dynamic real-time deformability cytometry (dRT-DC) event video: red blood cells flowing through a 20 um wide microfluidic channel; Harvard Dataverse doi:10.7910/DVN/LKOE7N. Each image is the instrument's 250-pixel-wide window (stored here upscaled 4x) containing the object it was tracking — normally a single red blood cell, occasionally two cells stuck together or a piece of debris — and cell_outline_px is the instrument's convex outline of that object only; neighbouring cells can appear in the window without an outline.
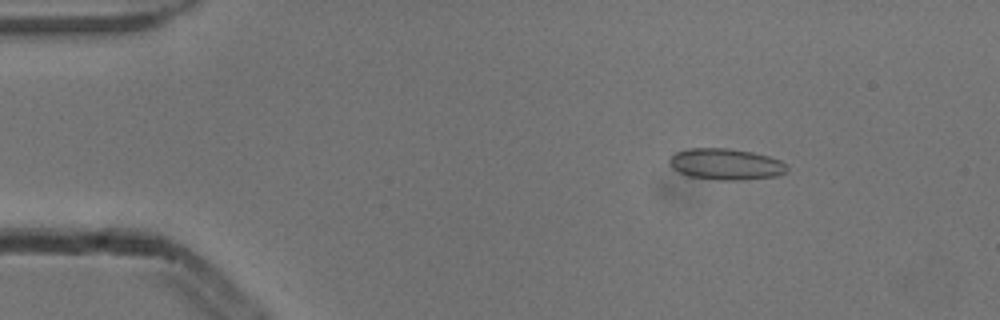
{"species": "common noctule bat (a hibernating species)", "species_latin": "Nyctalus noctula", "temperature_condition": "cold", "stored_images_in_passage": 5, "camera_frame_rate_fps": 3000, "um_per_image_px": 0.085, "animal": {"sex": "male", "body_mass_g": 13.3}, "frame": {"image": 1, "passage_image": 1, "time_ms": 0.0, "image_size_px": [1000, 320], "cell_outline_px": [[788, 168], [784, 172], [776, 176], [740, 180], [716, 180], [688, 176], [672, 168], [668, 160], [676, 152], [688, 148], [728, 148], [752, 152], [768, 156], [780, 160]], "centroid_in_image_um": [61.66, 13.95], "position_along_channel_um": 23.3, "area_um2": 21.33}}
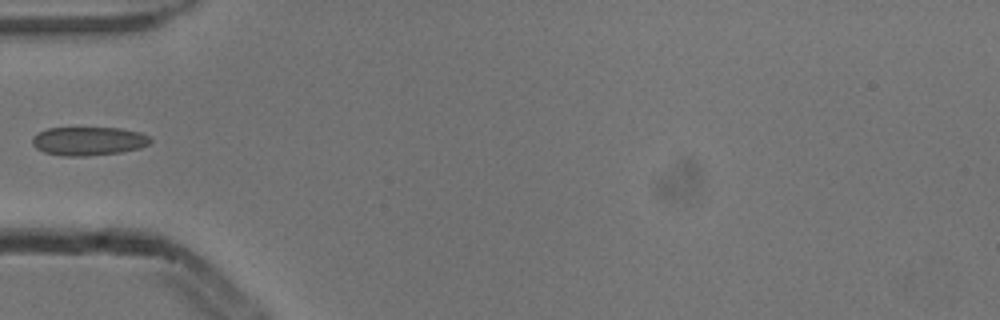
{"frame": {"image": 2, "passage_image": 4, "time_ms": 1.0, "image_size_px": [1000, 320], "cell_outline_px": [[152, 140], [148, 144], [140, 148], [120, 152], [84, 156], [64, 156], [44, 152], [36, 148], [32, 144], [32, 136], [36, 132], [48, 128], [120, 128], [140, 132], [148, 136]], "centroid_in_image_um": [7.49, 11.98], "position_along_channel_um": 77.5, "area_um2": 19.71}}
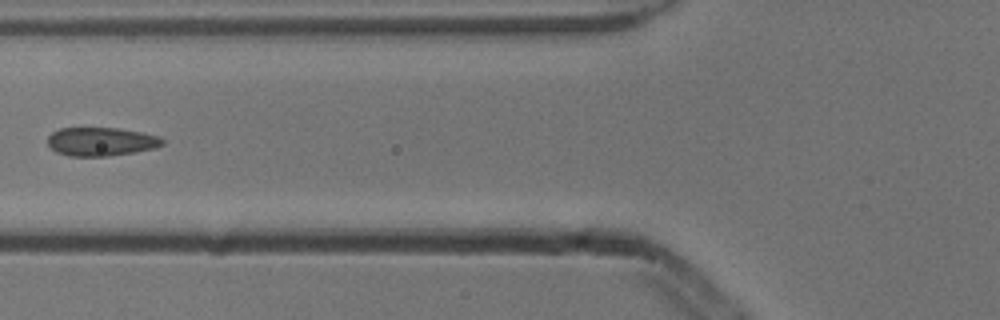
{"frame": {"image": 3, "passage_image": 5, "time_ms": 1.333, "image_size_px": [1000, 320], "cell_outline_px": [[164, 144], [156, 148], [108, 156], [68, 156], [56, 152], [48, 144], [48, 136], [52, 132], [60, 128], [116, 128], [140, 132], [160, 136], [164, 140]], "centroid_in_image_um": [8.59, 12.04], "position_along_channel_um": 117.2, "area_um2": 19.07}}